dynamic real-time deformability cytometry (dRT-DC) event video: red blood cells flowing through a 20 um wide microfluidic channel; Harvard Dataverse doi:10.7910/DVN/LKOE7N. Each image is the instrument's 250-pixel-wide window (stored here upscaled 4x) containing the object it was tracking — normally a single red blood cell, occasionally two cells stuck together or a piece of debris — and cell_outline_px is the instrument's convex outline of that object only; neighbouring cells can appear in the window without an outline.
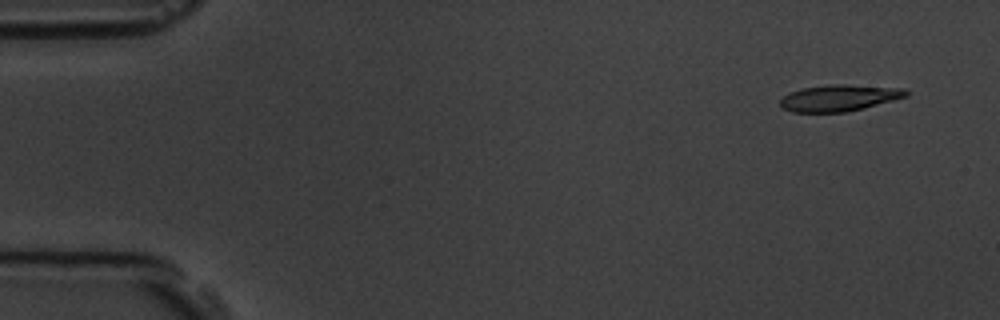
{"species": "common noctule bat (a hibernating species)", "species_latin": "Nyctalus noctula", "temperature_condition": "room temperature", "stored_images_in_passage": 7, "camera_frame_rate_fps": 3000, "um_per_image_px": 0.085, "animal": {"sex": "male", "body_mass_g": 19.5, "forearm_length_mm": 54.6}, "frame": {"image": 1, "passage_image": 1, "time_ms": 0.0, "image_size_px": [1000, 320], "cell_outline_px": [[908, 96], [864, 108], [844, 112], [792, 112], [784, 108], [780, 104], [780, 100], [788, 92], [800, 88], [832, 84], [844, 84], [904, 88], [908, 92]], "centroid_in_image_um": [71.32, 8.31], "position_along_channel_um": 13.7, "area_um2": 19.42}}
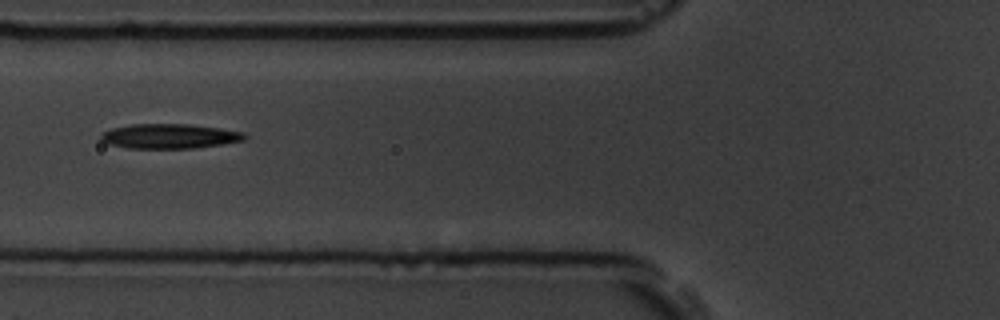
{"frame": {"image": 2, "passage_image": 6, "time_ms": 5.667, "image_size_px": [1000, 320], "cell_outline_px": [[248, 136], [244, 140], [224, 144], [192, 148], [128, 148], [108, 144], [100, 140], [100, 132], [112, 128], [132, 124], [188, 124], [220, 128], [244, 132]], "centroid_in_image_um": [14.39, 11.57], "position_along_channel_um": 111.4, "area_um2": 20.81}}
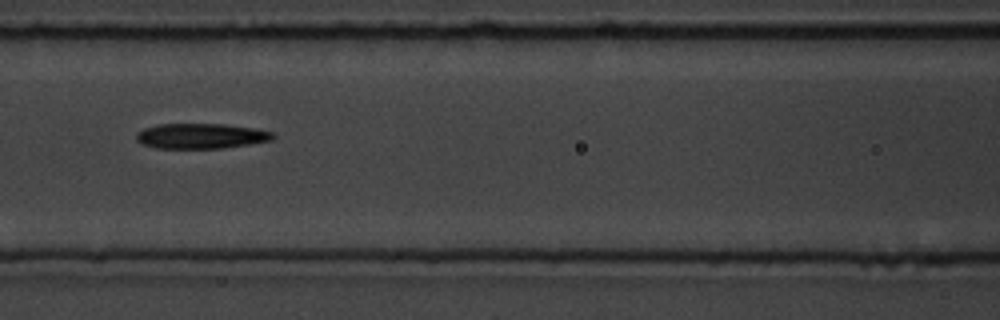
{"frame": {"image": 3, "passage_image": 7, "time_ms": 6.667, "image_size_px": [1000, 320], "cell_outline_px": [[276, 136], [272, 140], [248, 144], [220, 148], [156, 148], [140, 144], [136, 140], [136, 132], [144, 128], [160, 124], [224, 124], [252, 128], [272, 132]], "centroid_in_image_um": [17.03, 11.56], "position_along_channel_um": 149.6, "area_um2": 20.0}}